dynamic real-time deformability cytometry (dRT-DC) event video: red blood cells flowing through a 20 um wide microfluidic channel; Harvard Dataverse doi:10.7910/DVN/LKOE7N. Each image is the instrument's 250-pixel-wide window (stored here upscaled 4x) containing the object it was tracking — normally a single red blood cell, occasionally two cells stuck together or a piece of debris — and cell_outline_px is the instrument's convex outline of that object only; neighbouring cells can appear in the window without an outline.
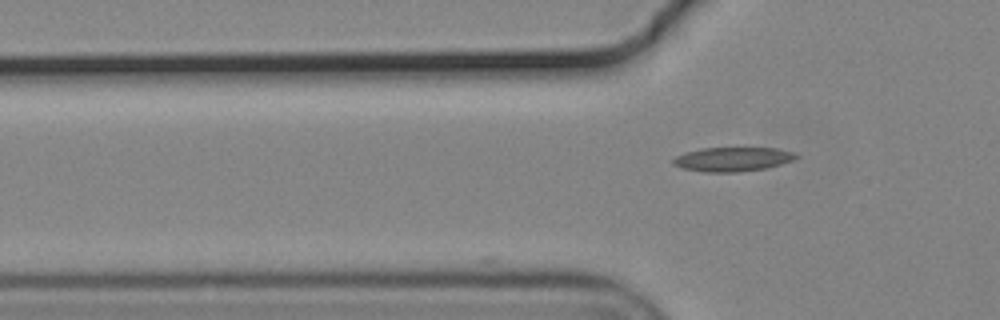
{"species": "common noctule bat (a hibernating species)", "species_latin": "Nyctalus noctula", "temperature_condition": "cold", "stored_images_in_passage": 4, "camera_frame_rate_fps": 3000, "um_per_image_px": 0.085, "animal": {"sex": "male", "body_mass_g": 19.2, "forearm_length_mm": 51.8}, "frame": {"image": 1, "passage_image": 4, "time_ms": 1.0, "image_size_px": [1000, 320], "cell_outline_px": [[800, 156], [792, 160], [780, 164], [764, 168], [740, 172], [704, 172], [680, 168], [672, 164], [672, 160], [676, 156], [684, 152], [700, 148], [776, 148], [796, 152]], "centroid_in_image_um": [62.24, 13.53], "position_along_channel_um": 63.6, "area_um2": 17.46}}